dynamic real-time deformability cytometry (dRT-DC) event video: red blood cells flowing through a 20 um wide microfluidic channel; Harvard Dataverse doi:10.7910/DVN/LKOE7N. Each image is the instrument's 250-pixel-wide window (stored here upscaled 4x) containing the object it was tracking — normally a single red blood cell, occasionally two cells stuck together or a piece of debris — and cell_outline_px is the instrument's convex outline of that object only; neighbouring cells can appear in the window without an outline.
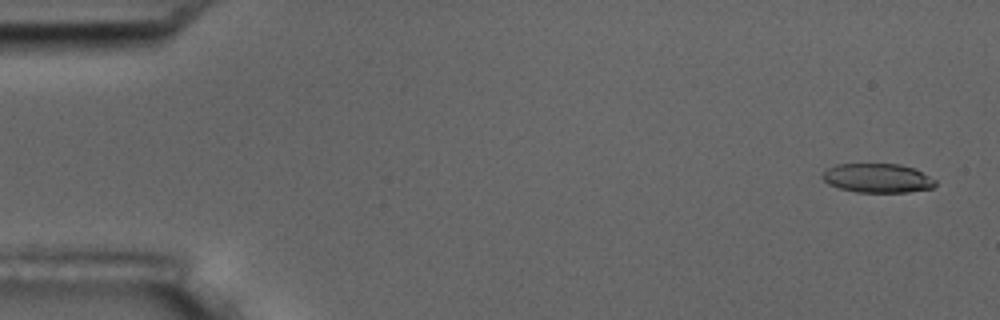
{"species": "common noctule bat (a hibernating species)", "species_latin": "Nyctalus noctula", "temperature_condition": "room temperature", "stored_images_in_passage": 5, "camera_frame_rate_fps": 3000, "um_per_image_px": 0.085, "animal": {"sex": "male", "body_mass_g": 17.5, "forearm_length_mm": 52.3}, "frame": {"image": 1, "passage_image": 1, "time_ms": 0.0, "image_size_px": [1000, 320], "cell_outline_px": [[936, 184], [932, 188], [908, 192], [856, 192], [840, 188], [828, 184], [820, 176], [828, 168], [836, 164], [900, 164], [916, 168], [936, 180]], "centroid_in_image_um": [74.6, 15.13], "position_along_channel_um": 10.4, "area_um2": 19.25}}
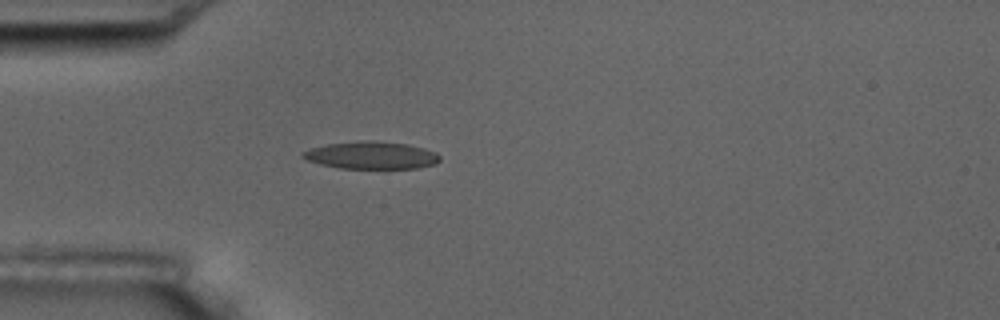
{"frame": {"image": 2, "passage_image": 5, "time_ms": 4.667, "image_size_px": [1000, 320], "cell_outline_px": [[440, 160], [436, 164], [416, 168], [340, 168], [320, 164], [308, 160], [300, 156], [300, 152], [312, 148], [328, 144], [372, 140], [408, 144], [424, 148], [436, 152], [440, 156]], "centroid_in_image_um": [31.58, 13.2], "position_along_channel_um": 53.4, "area_um2": 21.79}}